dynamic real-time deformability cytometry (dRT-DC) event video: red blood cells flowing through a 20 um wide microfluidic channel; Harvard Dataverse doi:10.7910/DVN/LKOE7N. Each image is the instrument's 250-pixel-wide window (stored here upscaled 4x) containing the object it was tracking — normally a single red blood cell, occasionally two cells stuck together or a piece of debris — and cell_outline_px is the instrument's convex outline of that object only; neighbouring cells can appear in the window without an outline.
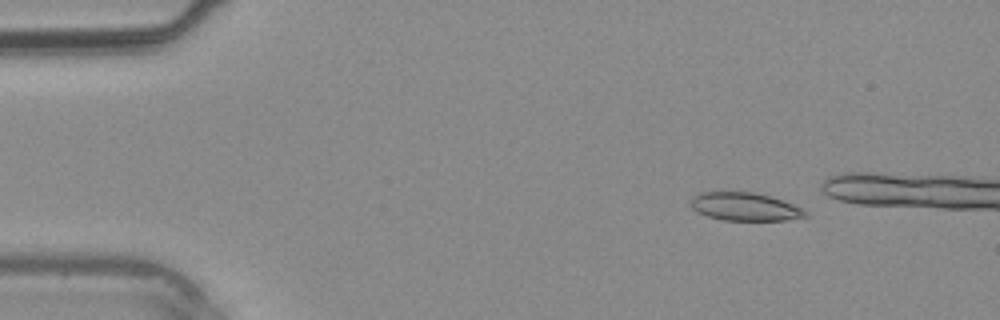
{"species": "common noctule bat (a hibernating species)", "species_latin": "Nyctalus noctula", "temperature_condition": "warm", "stored_images_in_passage": 7, "camera_frame_rate_fps": 3000, "um_per_image_px": 0.085, "animal": {"sex": "male", "body_mass_g": 20.4}, "frame": {"image": 1, "passage_image": 1, "time_ms": 0.0, "image_size_px": [1000, 320], "cell_outline_px": [[808, 216], [784, 220], [724, 220], [708, 216], [696, 212], [692, 208], [692, 196], [700, 192], [756, 192], [784, 200], [808, 212]], "centroid_in_image_um": [63.31, 17.56], "position_along_channel_um": 21.7, "area_um2": 18.73}}